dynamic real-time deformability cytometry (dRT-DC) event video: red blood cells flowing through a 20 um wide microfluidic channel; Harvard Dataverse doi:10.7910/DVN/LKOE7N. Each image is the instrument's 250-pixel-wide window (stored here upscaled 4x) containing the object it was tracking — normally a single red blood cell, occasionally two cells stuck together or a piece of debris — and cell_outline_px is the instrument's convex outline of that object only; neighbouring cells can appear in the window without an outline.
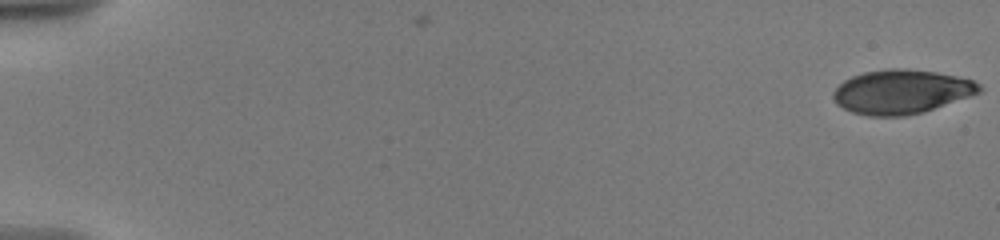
{"species": "human", "species_latin": "Homo sapiens", "temperature_condition": "warm", "stored_images_in_passage": 52, "camera_frame_rate_fps": 3000, "um_per_image_px": 0.085, "donor": {"sex": "male"}, "frame": {"image": 1, "passage_image": 1, "time_ms": 0.0, "image_size_px": [1000, 240], "cell_outline_px": [[984, 88], [980, 92], [920, 112], [904, 116], [868, 116], [852, 112], [836, 104], [832, 96], [832, 92], [844, 80], [852, 76], [864, 72], [888, 68], [904, 68], [936, 72], [956, 76], [972, 80], [980, 84]], "centroid_in_image_um": [76.57, 7.78], "position_along_channel_um": 8.4, "area_um2": 37.22}}
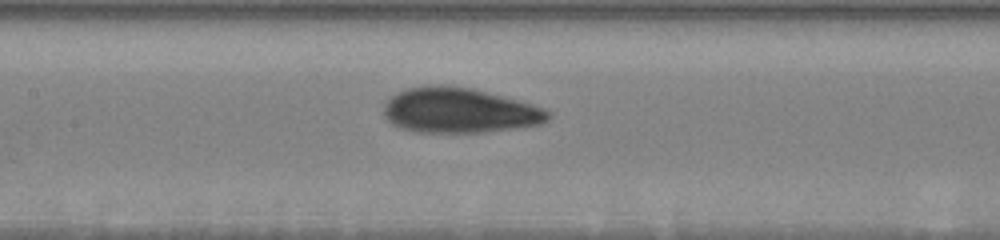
{"frame": {"image": 2, "passage_image": 29, "time_ms": 9.667, "image_size_px": [1000, 240], "cell_outline_px": [[552, 116], [548, 120], [540, 124], [516, 128], [484, 132], [416, 132], [400, 128], [392, 124], [384, 116], [384, 104], [396, 92], [408, 88], [424, 84], [448, 84], [472, 88], [520, 100], [544, 108], [552, 112]], "centroid_in_image_um": [39.05, 9.37], "position_along_channel_um": 168.4, "area_um2": 43.75}}
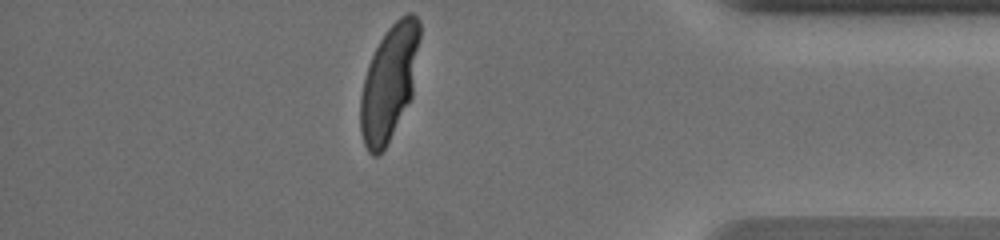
{"frame": {"image": 3, "passage_image": 52, "time_ms": 17.0, "image_size_px": [1000, 240], "cell_outline_px": [[420, 36], [412, 96], [380, 156], [372, 156], [368, 152], [364, 144], [360, 132], [360, 96], [368, 64], [380, 40], [388, 28], [400, 16], [408, 12], [412, 12], [420, 20]], "centroid_in_image_um": [33.07, 7.01], "position_along_channel_um": 402.1, "area_um2": 39.59}, "authors_computed_cell_mechanics": {"area_um2": 39.9976, "velocity_mm_per_s": 3.5555, "shape_relaxation_time_tau1_ms": 6.2969, "shape_relaxation_time_tau2_ms": null, "deformation_change_tau1": 0.2665, "deformation_change_tau2": null}}